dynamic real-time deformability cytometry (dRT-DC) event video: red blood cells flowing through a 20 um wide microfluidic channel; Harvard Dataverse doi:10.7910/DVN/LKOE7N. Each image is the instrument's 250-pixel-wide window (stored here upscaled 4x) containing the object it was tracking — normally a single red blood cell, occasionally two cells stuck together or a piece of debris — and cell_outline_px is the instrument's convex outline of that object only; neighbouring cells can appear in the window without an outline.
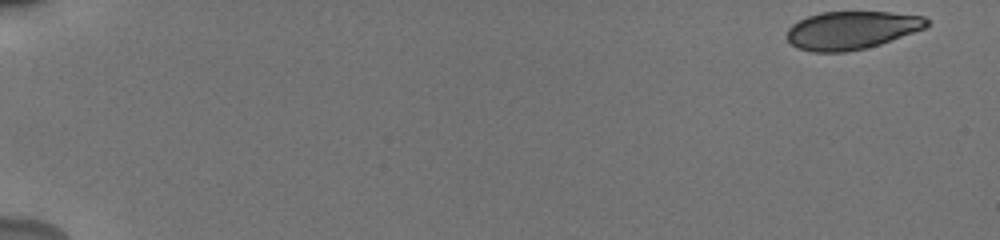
{"species": "human", "species_latin": "Homo sapiens", "temperature_condition": "cold", "stored_images_in_passage": 54, "camera_frame_rate_fps": 3000, "um_per_image_px": 0.085, "donor": {"sex": "male"}, "frame": {"image": 1, "passage_image": 1, "time_ms": 0.0, "image_size_px": [1000, 240], "cell_outline_px": [[928, 24], [924, 28], [880, 44], [864, 48], [844, 52], [812, 52], [796, 48], [784, 36], [788, 28], [792, 24], [808, 16], [820, 12], [892, 12], [924, 16], [928, 20]], "centroid_in_image_um": [72.33, 2.56], "position_along_channel_um": 12.7, "area_um2": 30.98}}
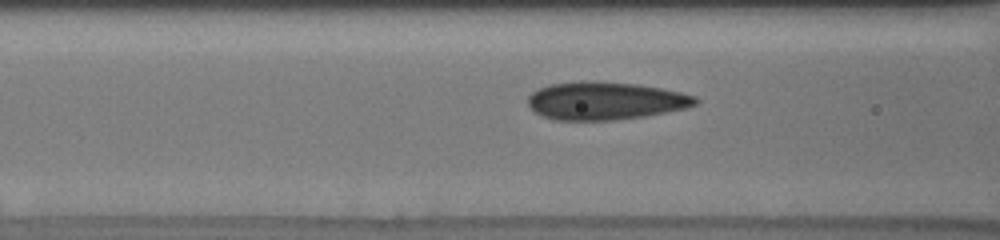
{"frame": {"image": 2, "passage_image": 23, "time_ms": 7.333, "image_size_px": [1000, 240], "cell_outline_px": [[700, 100], [696, 104], [684, 108], [644, 116], [612, 120], [556, 120], [544, 116], [536, 112], [528, 104], [528, 96], [532, 92], [548, 84], [584, 80], [636, 84], [660, 88], [680, 92], [696, 96]], "centroid_in_image_um": [51.43, 8.56], "position_along_channel_um": 115.2, "area_um2": 36.76}}
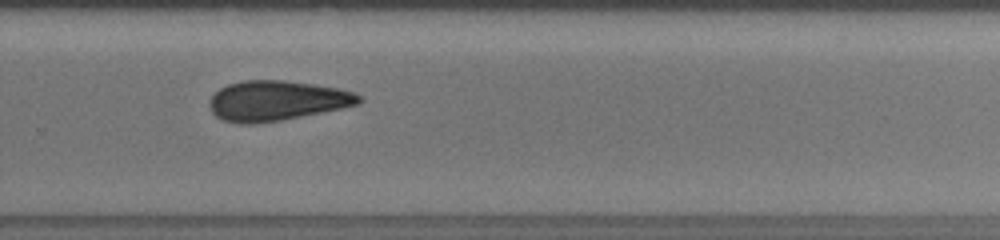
{"frame": {"image": 3, "passage_image": 38, "time_ms": 12.333, "image_size_px": [1000, 240], "cell_outline_px": [[364, 100], [360, 104], [280, 120], [252, 124], [240, 124], [224, 120], [216, 116], [212, 112], [208, 104], [208, 100], [220, 88], [228, 84], [244, 80], [284, 80], [312, 84], [336, 88], [352, 92], [364, 96]], "centroid_in_image_um": [23.51, 8.55], "position_along_channel_um": 306.3, "area_um2": 34.68}, "authors_computed_cell_mechanics": {"area_um2": 34.1887, "velocity_mm_per_s": 3.8327, "shape_relaxation_time_tau1_ms": 6.6018, "shape_relaxation_time_tau2_ms": null, "deformation_change_tau1": 0.0888, "deformation_change_tau2": null}}